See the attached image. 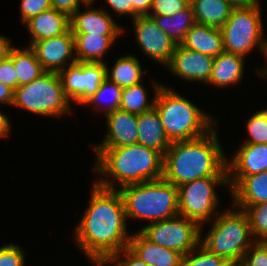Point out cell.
<instances>
[{"instance_id":"1","label":"cell","mask_w":267,"mask_h":266,"mask_svg":"<svg viewBox=\"0 0 267 266\" xmlns=\"http://www.w3.org/2000/svg\"><path fill=\"white\" fill-rule=\"evenodd\" d=\"M90 202L73 231L76 247L87 259H108L129 246L126 212L118 190L93 182Z\"/></svg>"},{"instance_id":"2","label":"cell","mask_w":267,"mask_h":266,"mask_svg":"<svg viewBox=\"0 0 267 266\" xmlns=\"http://www.w3.org/2000/svg\"><path fill=\"white\" fill-rule=\"evenodd\" d=\"M216 126L196 139L172 142L164 154L163 178L180 185L206 177H228L227 158Z\"/></svg>"},{"instance_id":"3","label":"cell","mask_w":267,"mask_h":266,"mask_svg":"<svg viewBox=\"0 0 267 266\" xmlns=\"http://www.w3.org/2000/svg\"><path fill=\"white\" fill-rule=\"evenodd\" d=\"M93 173L103 174L94 182L106 189L117 190L130 184L157 180L163 177L164 156L142 144L118 148H93Z\"/></svg>"},{"instance_id":"4","label":"cell","mask_w":267,"mask_h":266,"mask_svg":"<svg viewBox=\"0 0 267 266\" xmlns=\"http://www.w3.org/2000/svg\"><path fill=\"white\" fill-rule=\"evenodd\" d=\"M154 108L171 142L199 138L218 124L212 115L166 84L160 87Z\"/></svg>"},{"instance_id":"5","label":"cell","mask_w":267,"mask_h":266,"mask_svg":"<svg viewBox=\"0 0 267 266\" xmlns=\"http://www.w3.org/2000/svg\"><path fill=\"white\" fill-rule=\"evenodd\" d=\"M117 190L122 197L127 220H149L152 223L179 214L178 187L163 177Z\"/></svg>"},{"instance_id":"6","label":"cell","mask_w":267,"mask_h":266,"mask_svg":"<svg viewBox=\"0 0 267 266\" xmlns=\"http://www.w3.org/2000/svg\"><path fill=\"white\" fill-rule=\"evenodd\" d=\"M230 206L218 213L206 235H202L204 229H200V244L227 261H241L256 241L246 212L233 204Z\"/></svg>"},{"instance_id":"7","label":"cell","mask_w":267,"mask_h":266,"mask_svg":"<svg viewBox=\"0 0 267 266\" xmlns=\"http://www.w3.org/2000/svg\"><path fill=\"white\" fill-rule=\"evenodd\" d=\"M72 103L66 97L59 73L45 72L29 84L18 86L12 107L42 117H63L72 114Z\"/></svg>"},{"instance_id":"8","label":"cell","mask_w":267,"mask_h":266,"mask_svg":"<svg viewBox=\"0 0 267 266\" xmlns=\"http://www.w3.org/2000/svg\"><path fill=\"white\" fill-rule=\"evenodd\" d=\"M260 0L249 7L232 10L231 16L220 28L224 51L246 57L252 51L261 53L264 40V26Z\"/></svg>"},{"instance_id":"9","label":"cell","mask_w":267,"mask_h":266,"mask_svg":"<svg viewBox=\"0 0 267 266\" xmlns=\"http://www.w3.org/2000/svg\"><path fill=\"white\" fill-rule=\"evenodd\" d=\"M229 186L228 177H206L184 183L178 187L179 215L196 222L201 228L213 221L221 203L217 186Z\"/></svg>"},{"instance_id":"10","label":"cell","mask_w":267,"mask_h":266,"mask_svg":"<svg viewBox=\"0 0 267 266\" xmlns=\"http://www.w3.org/2000/svg\"><path fill=\"white\" fill-rule=\"evenodd\" d=\"M201 227L182 215L142 226L140 231L152 242L183 256L200 244Z\"/></svg>"},{"instance_id":"11","label":"cell","mask_w":267,"mask_h":266,"mask_svg":"<svg viewBox=\"0 0 267 266\" xmlns=\"http://www.w3.org/2000/svg\"><path fill=\"white\" fill-rule=\"evenodd\" d=\"M106 68V62H76L61 70L59 75L69 101L83 106L107 78Z\"/></svg>"},{"instance_id":"12","label":"cell","mask_w":267,"mask_h":266,"mask_svg":"<svg viewBox=\"0 0 267 266\" xmlns=\"http://www.w3.org/2000/svg\"><path fill=\"white\" fill-rule=\"evenodd\" d=\"M133 29L135 30V41L141 53L154 62L164 67L170 61L177 44L164 33L156 24L152 17L147 15L137 16L132 19Z\"/></svg>"},{"instance_id":"13","label":"cell","mask_w":267,"mask_h":266,"mask_svg":"<svg viewBox=\"0 0 267 266\" xmlns=\"http://www.w3.org/2000/svg\"><path fill=\"white\" fill-rule=\"evenodd\" d=\"M30 47L46 72L59 73L77 62L74 36L70 29L62 35L34 42Z\"/></svg>"},{"instance_id":"14","label":"cell","mask_w":267,"mask_h":266,"mask_svg":"<svg viewBox=\"0 0 267 266\" xmlns=\"http://www.w3.org/2000/svg\"><path fill=\"white\" fill-rule=\"evenodd\" d=\"M214 57L177 45L168 64L169 72L189 82L207 83L211 75Z\"/></svg>"},{"instance_id":"15","label":"cell","mask_w":267,"mask_h":266,"mask_svg":"<svg viewBox=\"0 0 267 266\" xmlns=\"http://www.w3.org/2000/svg\"><path fill=\"white\" fill-rule=\"evenodd\" d=\"M106 118V135L92 148H118L138 144V115L122 109L109 112Z\"/></svg>"},{"instance_id":"16","label":"cell","mask_w":267,"mask_h":266,"mask_svg":"<svg viewBox=\"0 0 267 266\" xmlns=\"http://www.w3.org/2000/svg\"><path fill=\"white\" fill-rule=\"evenodd\" d=\"M85 5L70 16L72 34L122 35L125 31L107 9Z\"/></svg>"},{"instance_id":"17","label":"cell","mask_w":267,"mask_h":266,"mask_svg":"<svg viewBox=\"0 0 267 266\" xmlns=\"http://www.w3.org/2000/svg\"><path fill=\"white\" fill-rule=\"evenodd\" d=\"M232 204L242 210L267 202V171L249 176H228Z\"/></svg>"},{"instance_id":"18","label":"cell","mask_w":267,"mask_h":266,"mask_svg":"<svg viewBox=\"0 0 267 266\" xmlns=\"http://www.w3.org/2000/svg\"><path fill=\"white\" fill-rule=\"evenodd\" d=\"M267 171V144H241L227 158V176H249Z\"/></svg>"},{"instance_id":"19","label":"cell","mask_w":267,"mask_h":266,"mask_svg":"<svg viewBox=\"0 0 267 266\" xmlns=\"http://www.w3.org/2000/svg\"><path fill=\"white\" fill-rule=\"evenodd\" d=\"M128 248L149 266H182L181 253L152 242L140 230L132 233Z\"/></svg>"},{"instance_id":"20","label":"cell","mask_w":267,"mask_h":266,"mask_svg":"<svg viewBox=\"0 0 267 266\" xmlns=\"http://www.w3.org/2000/svg\"><path fill=\"white\" fill-rule=\"evenodd\" d=\"M31 40L28 46L39 40L55 37L66 33L70 29V17L50 8L32 17L25 24Z\"/></svg>"},{"instance_id":"21","label":"cell","mask_w":267,"mask_h":266,"mask_svg":"<svg viewBox=\"0 0 267 266\" xmlns=\"http://www.w3.org/2000/svg\"><path fill=\"white\" fill-rule=\"evenodd\" d=\"M245 58L227 51L214 57L211 75L206 86L209 84L224 89L228 86L238 85L245 74Z\"/></svg>"},{"instance_id":"22","label":"cell","mask_w":267,"mask_h":266,"mask_svg":"<svg viewBox=\"0 0 267 266\" xmlns=\"http://www.w3.org/2000/svg\"><path fill=\"white\" fill-rule=\"evenodd\" d=\"M171 143L155 108L138 115V144L154 149L164 156Z\"/></svg>"},{"instance_id":"23","label":"cell","mask_w":267,"mask_h":266,"mask_svg":"<svg viewBox=\"0 0 267 266\" xmlns=\"http://www.w3.org/2000/svg\"><path fill=\"white\" fill-rule=\"evenodd\" d=\"M180 45L211 57H216L224 51L221 29L198 23L186 33Z\"/></svg>"},{"instance_id":"24","label":"cell","mask_w":267,"mask_h":266,"mask_svg":"<svg viewBox=\"0 0 267 266\" xmlns=\"http://www.w3.org/2000/svg\"><path fill=\"white\" fill-rule=\"evenodd\" d=\"M77 62H105L107 50L122 35L72 34Z\"/></svg>"},{"instance_id":"25","label":"cell","mask_w":267,"mask_h":266,"mask_svg":"<svg viewBox=\"0 0 267 266\" xmlns=\"http://www.w3.org/2000/svg\"><path fill=\"white\" fill-rule=\"evenodd\" d=\"M195 23L221 28L234 7L227 0H190Z\"/></svg>"},{"instance_id":"26","label":"cell","mask_w":267,"mask_h":266,"mask_svg":"<svg viewBox=\"0 0 267 266\" xmlns=\"http://www.w3.org/2000/svg\"><path fill=\"white\" fill-rule=\"evenodd\" d=\"M106 66L107 79L117 84L120 88L143 82V73L148 72L146 69L143 70L137 55L131 53L120 56L118 59L116 58L112 68H108L107 63Z\"/></svg>"},{"instance_id":"27","label":"cell","mask_w":267,"mask_h":266,"mask_svg":"<svg viewBox=\"0 0 267 266\" xmlns=\"http://www.w3.org/2000/svg\"><path fill=\"white\" fill-rule=\"evenodd\" d=\"M11 61L16 70L17 87L31 83L46 72L30 46L26 48L13 47Z\"/></svg>"},{"instance_id":"28","label":"cell","mask_w":267,"mask_h":266,"mask_svg":"<svg viewBox=\"0 0 267 266\" xmlns=\"http://www.w3.org/2000/svg\"><path fill=\"white\" fill-rule=\"evenodd\" d=\"M153 82L154 96L151 98V102L150 100L148 101V91L142 82L130 87L122 88L119 109L136 115L152 110L155 106L156 95L162 86L159 82Z\"/></svg>"},{"instance_id":"29","label":"cell","mask_w":267,"mask_h":266,"mask_svg":"<svg viewBox=\"0 0 267 266\" xmlns=\"http://www.w3.org/2000/svg\"><path fill=\"white\" fill-rule=\"evenodd\" d=\"M152 17L158 27L166 33L175 44L180 45L185 39L186 33L195 24L193 9L189 5L183 11L171 16L147 15Z\"/></svg>"},{"instance_id":"30","label":"cell","mask_w":267,"mask_h":266,"mask_svg":"<svg viewBox=\"0 0 267 266\" xmlns=\"http://www.w3.org/2000/svg\"><path fill=\"white\" fill-rule=\"evenodd\" d=\"M121 92L122 88L106 78L100 85L98 91L83 106L88 105L92 107L94 105L93 108L95 111H103L104 115H106L109 112L119 109Z\"/></svg>"},{"instance_id":"31","label":"cell","mask_w":267,"mask_h":266,"mask_svg":"<svg viewBox=\"0 0 267 266\" xmlns=\"http://www.w3.org/2000/svg\"><path fill=\"white\" fill-rule=\"evenodd\" d=\"M244 211L254 240L267 242V202L250 205Z\"/></svg>"},{"instance_id":"32","label":"cell","mask_w":267,"mask_h":266,"mask_svg":"<svg viewBox=\"0 0 267 266\" xmlns=\"http://www.w3.org/2000/svg\"><path fill=\"white\" fill-rule=\"evenodd\" d=\"M247 140L243 144H267V109L255 112L246 122Z\"/></svg>"},{"instance_id":"33","label":"cell","mask_w":267,"mask_h":266,"mask_svg":"<svg viewBox=\"0 0 267 266\" xmlns=\"http://www.w3.org/2000/svg\"><path fill=\"white\" fill-rule=\"evenodd\" d=\"M228 261L199 244L194 250L184 255L182 266H225Z\"/></svg>"},{"instance_id":"34","label":"cell","mask_w":267,"mask_h":266,"mask_svg":"<svg viewBox=\"0 0 267 266\" xmlns=\"http://www.w3.org/2000/svg\"><path fill=\"white\" fill-rule=\"evenodd\" d=\"M190 5V0H153L148 15L173 16Z\"/></svg>"},{"instance_id":"35","label":"cell","mask_w":267,"mask_h":266,"mask_svg":"<svg viewBox=\"0 0 267 266\" xmlns=\"http://www.w3.org/2000/svg\"><path fill=\"white\" fill-rule=\"evenodd\" d=\"M25 251L17 244L7 243L0 247V266H25Z\"/></svg>"},{"instance_id":"36","label":"cell","mask_w":267,"mask_h":266,"mask_svg":"<svg viewBox=\"0 0 267 266\" xmlns=\"http://www.w3.org/2000/svg\"><path fill=\"white\" fill-rule=\"evenodd\" d=\"M242 266H267V242L256 241L241 259Z\"/></svg>"},{"instance_id":"37","label":"cell","mask_w":267,"mask_h":266,"mask_svg":"<svg viewBox=\"0 0 267 266\" xmlns=\"http://www.w3.org/2000/svg\"><path fill=\"white\" fill-rule=\"evenodd\" d=\"M52 8L50 0H21L20 22L25 24L32 17Z\"/></svg>"},{"instance_id":"38","label":"cell","mask_w":267,"mask_h":266,"mask_svg":"<svg viewBox=\"0 0 267 266\" xmlns=\"http://www.w3.org/2000/svg\"><path fill=\"white\" fill-rule=\"evenodd\" d=\"M113 266H149L138 258L128 247L108 258Z\"/></svg>"},{"instance_id":"39","label":"cell","mask_w":267,"mask_h":266,"mask_svg":"<svg viewBox=\"0 0 267 266\" xmlns=\"http://www.w3.org/2000/svg\"><path fill=\"white\" fill-rule=\"evenodd\" d=\"M15 71L10 53L7 59L0 61V82L14 90L17 88V76Z\"/></svg>"},{"instance_id":"40","label":"cell","mask_w":267,"mask_h":266,"mask_svg":"<svg viewBox=\"0 0 267 266\" xmlns=\"http://www.w3.org/2000/svg\"><path fill=\"white\" fill-rule=\"evenodd\" d=\"M14 93L15 90L5 84H3L2 82H0V105L3 106L7 105V106H12L13 102H14ZM0 113L4 116L5 121H6V125L9 129V131L11 132V124H10V118L8 116H6V113H3L2 110H0Z\"/></svg>"},{"instance_id":"41","label":"cell","mask_w":267,"mask_h":266,"mask_svg":"<svg viewBox=\"0 0 267 266\" xmlns=\"http://www.w3.org/2000/svg\"><path fill=\"white\" fill-rule=\"evenodd\" d=\"M52 8L67 14L69 17L82 5L81 0H50Z\"/></svg>"},{"instance_id":"42","label":"cell","mask_w":267,"mask_h":266,"mask_svg":"<svg viewBox=\"0 0 267 266\" xmlns=\"http://www.w3.org/2000/svg\"><path fill=\"white\" fill-rule=\"evenodd\" d=\"M107 5L114 11L117 16H129L132 19V3L131 0H105Z\"/></svg>"},{"instance_id":"43","label":"cell","mask_w":267,"mask_h":266,"mask_svg":"<svg viewBox=\"0 0 267 266\" xmlns=\"http://www.w3.org/2000/svg\"><path fill=\"white\" fill-rule=\"evenodd\" d=\"M153 0H131L132 3V19L137 16L148 15L151 11Z\"/></svg>"},{"instance_id":"44","label":"cell","mask_w":267,"mask_h":266,"mask_svg":"<svg viewBox=\"0 0 267 266\" xmlns=\"http://www.w3.org/2000/svg\"><path fill=\"white\" fill-rule=\"evenodd\" d=\"M10 38L0 34V61L7 59L10 56L13 45Z\"/></svg>"},{"instance_id":"45","label":"cell","mask_w":267,"mask_h":266,"mask_svg":"<svg viewBox=\"0 0 267 266\" xmlns=\"http://www.w3.org/2000/svg\"><path fill=\"white\" fill-rule=\"evenodd\" d=\"M263 57L265 58L264 60L266 61V65L264 66L265 68L261 69V68H256L255 69V73L256 75H258L259 77H263L264 79H267V38L266 36L264 37L263 40V46H262V51H261Z\"/></svg>"},{"instance_id":"46","label":"cell","mask_w":267,"mask_h":266,"mask_svg":"<svg viewBox=\"0 0 267 266\" xmlns=\"http://www.w3.org/2000/svg\"><path fill=\"white\" fill-rule=\"evenodd\" d=\"M234 8L249 7L256 4L259 0H227Z\"/></svg>"},{"instance_id":"47","label":"cell","mask_w":267,"mask_h":266,"mask_svg":"<svg viewBox=\"0 0 267 266\" xmlns=\"http://www.w3.org/2000/svg\"><path fill=\"white\" fill-rule=\"evenodd\" d=\"M9 129L6 125V121L4 116L0 113V138H7L8 136H10L9 133Z\"/></svg>"},{"instance_id":"48","label":"cell","mask_w":267,"mask_h":266,"mask_svg":"<svg viewBox=\"0 0 267 266\" xmlns=\"http://www.w3.org/2000/svg\"><path fill=\"white\" fill-rule=\"evenodd\" d=\"M92 262L93 266H113L108 259H89Z\"/></svg>"},{"instance_id":"49","label":"cell","mask_w":267,"mask_h":266,"mask_svg":"<svg viewBox=\"0 0 267 266\" xmlns=\"http://www.w3.org/2000/svg\"><path fill=\"white\" fill-rule=\"evenodd\" d=\"M225 266H242L241 261H228Z\"/></svg>"},{"instance_id":"50","label":"cell","mask_w":267,"mask_h":266,"mask_svg":"<svg viewBox=\"0 0 267 266\" xmlns=\"http://www.w3.org/2000/svg\"><path fill=\"white\" fill-rule=\"evenodd\" d=\"M83 6L85 5H93L95 0H81Z\"/></svg>"}]
</instances>
